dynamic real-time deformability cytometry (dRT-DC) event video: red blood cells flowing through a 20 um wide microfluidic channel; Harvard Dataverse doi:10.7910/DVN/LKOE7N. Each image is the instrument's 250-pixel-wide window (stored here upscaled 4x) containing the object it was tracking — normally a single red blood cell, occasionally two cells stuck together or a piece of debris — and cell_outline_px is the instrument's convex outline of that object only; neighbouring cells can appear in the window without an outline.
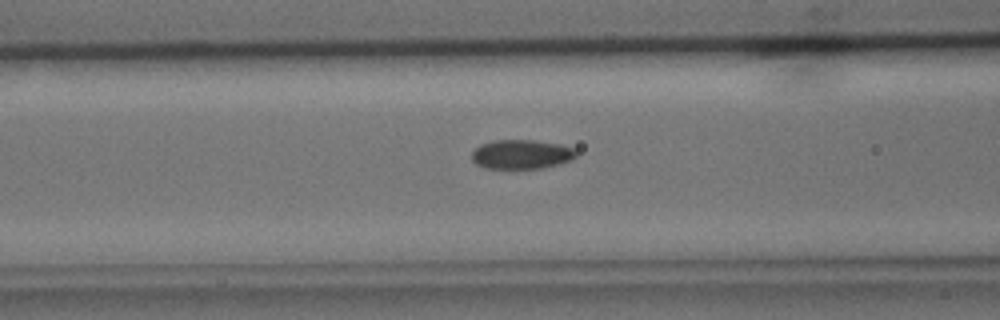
{"species": "common noctule bat (a hibernating species)", "species_latin": "Nyctalus noctula", "temperature_condition": "cold", "stored_images_in_passage": 35, "camera_frame_rate_fps": 3000, "um_per_image_px": 0.085, "animal": {"sex": "male", "body_mass_g": 15.6}, "frame": {"image": 1, "passage_image": 12, "time_ms": 3.667, "image_size_px": [1000, 320], "cell_outline_px": [[576, 156], [572, 160], [560, 164], [544, 168], [484, 168], [476, 164], [472, 160], [472, 152], [480, 144], [492, 140], [536, 140], [560, 144], [576, 148]], "centroid_in_image_um": [44.35, 13.11], "position_along_channel_um": 122.3, "area_um2": 18.03}}
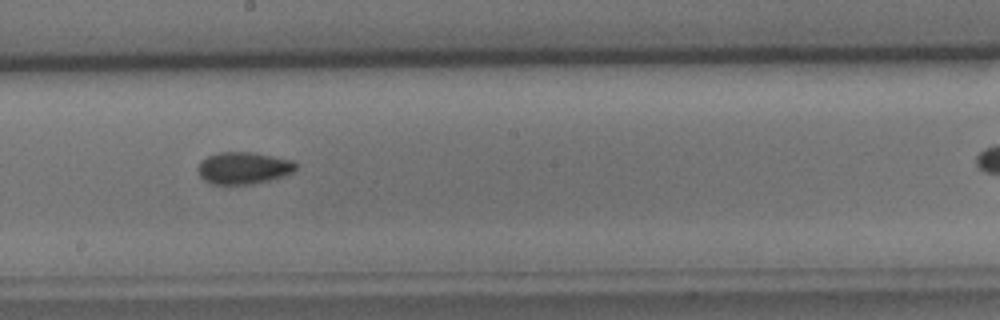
{"frame": {"image": 2, "passage_image": 20, "time_ms": 6.333, "image_size_px": [1000, 320], "cell_outline_px": [[296, 168], [292, 172], [284, 176], [252, 184], [208, 184], [200, 176], [196, 168], [200, 160], [216, 152], [252, 152], [292, 160], [296, 164]], "centroid_in_image_um": [20.64, 14.28], "position_along_channel_um": 227.6, "area_um2": 18.38}}
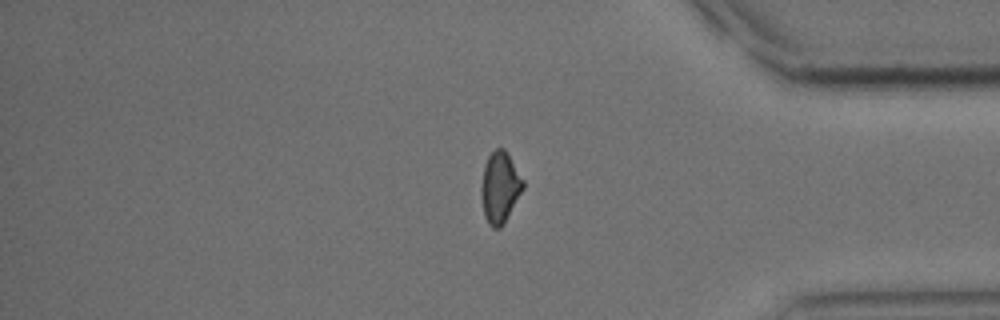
{"frame": {"image": 3, "passage_image": 34, "time_ms": 11.0, "image_size_px": [1000, 320], "cell_outline_px": [[524, 188], [504, 224], [500, 228], [492, 228], [488, 224], [484, 216], [480, 196], [480, 188], [484, 164], [488, 156], [496, 148], [504, 148], [508, 152], [524, 180]], "centroid_in_image_um": [42.49, 15.93], "position_along_channel_um": 392.7, "area_um2": 17.74}}